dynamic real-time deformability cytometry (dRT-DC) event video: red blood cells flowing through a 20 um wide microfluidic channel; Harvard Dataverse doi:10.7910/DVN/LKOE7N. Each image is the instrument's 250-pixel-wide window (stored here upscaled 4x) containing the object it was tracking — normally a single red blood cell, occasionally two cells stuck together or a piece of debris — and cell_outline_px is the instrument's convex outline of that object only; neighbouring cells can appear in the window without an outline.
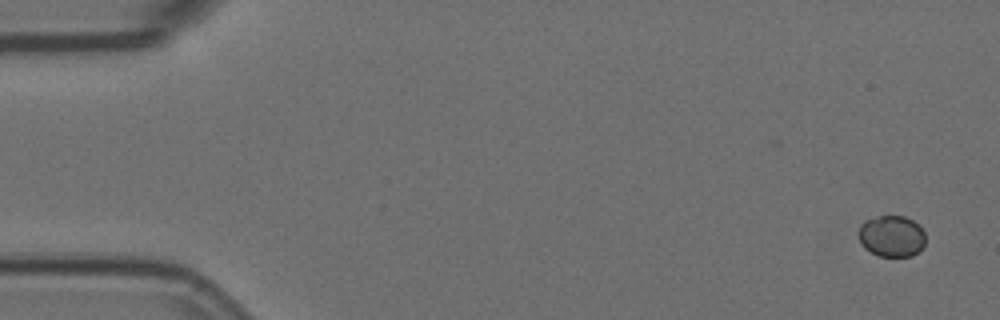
{"species": "Egyptian fruit bat (a non-hibernating species)", "species_latin": "Rousettus aegyptiacus", "temperature_condition": "room temperature", "stored_images_in_passage": 5, "camera_frame_rate_fps": 3000, "um_per_image_px": 0.085, "animal": {"sex": "female"}, "frame": {"image": 1, "passage_image": 1, "time_ms": 0.0, "image_size_px": [1000, 320], "cell_outline_px": [[924, 244], [912, 256], [880, 256], [864, 248], [860, 244], [860, 224], [864, 220], [876, 216], [904, 216], [912, 220], [924, 232]], "centroid_in_image_um": [75.76, 20.06], "position_along_channel_um": 9.2, "area_um2": 15.9}}
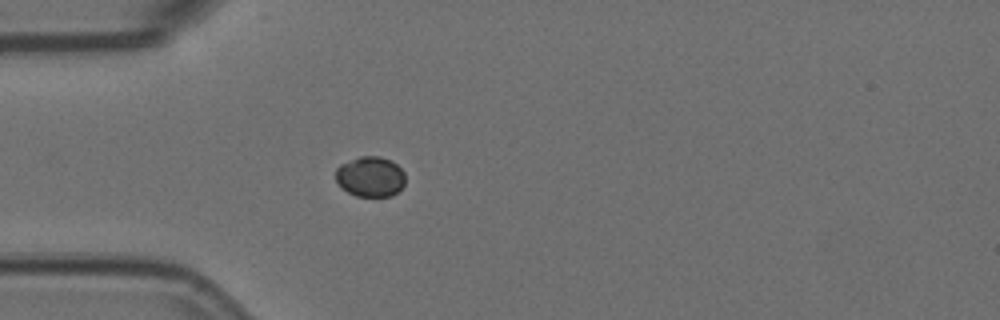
{"frame": {"image": 2, "passage_image": 5, "time_ms": 1.333, "image_size_px": [1000, 320], "cell_outline_px": [[404, 184], [392, 196], [356, 196], [340, 188], [336, 180], [336, 168], [340, 164], [360, 156], [380, 156], [392, 160], [404, 172]], "centroid_in_image_um": [31.46, 15.01], "position_along_channel_um": 53.5, "area_um2": 16.42}}